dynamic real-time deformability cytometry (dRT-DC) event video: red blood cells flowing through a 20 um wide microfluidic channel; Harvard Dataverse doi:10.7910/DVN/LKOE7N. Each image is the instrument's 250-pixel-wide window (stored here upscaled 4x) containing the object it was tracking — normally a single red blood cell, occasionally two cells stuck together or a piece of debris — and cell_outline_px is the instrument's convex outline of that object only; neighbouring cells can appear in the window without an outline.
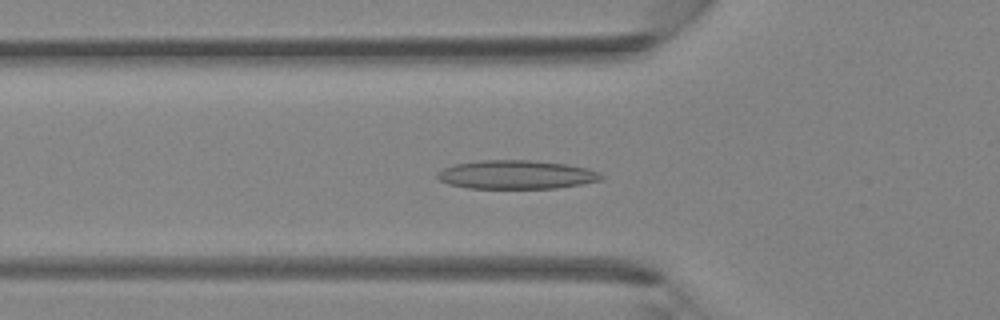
{"species": "Egyptian fruit bat (a non-hibernating species)", "species_latin": "Rousettus aegyptiacus", "temperature_condition": "room temperature", "stored_images_in_passage": 39, "camera_frame_rate_fps": 3000, "um_per_image_px": 0.085, "animal": {"sex": "female"}, "frame": {"image": 1, "passage_image": 13, "time_ms": 4.0, "image_size_px": [1000, 320], "cell_outline_px": [[604, 180], [556, 188], [468, 188], [448, 184], [440, 180], [436, 176], [436, 172], [452, 164], [480, 160], [532, 160], [564, 164], [588, 168], [600, 172], [604, 176]], "centroid_in_image_um": [43.88, 14.84], "position_along_channel_um": 81.9, "area_um2": 27.57}}
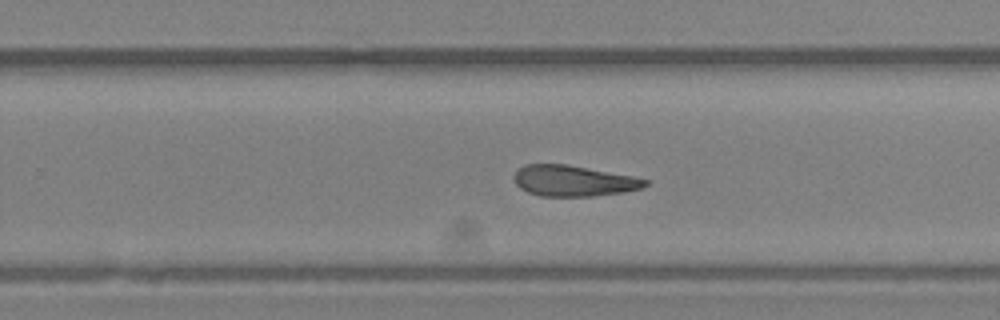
{"frame": {"image": 2, "passage_image": 25, "time_ms": 8.0, "image_size_px": [1000, 320], "cell_outline_px": [[648, 184], [640, 188], [624, 192], [592, 196], [540, 196], [528, 192], [520, 188], [516, 184], [512, 176], [524, 164], [568, 164], [632, 176], [648, 180]], "centroid_in_image_um": [48.71, 15.37], "position_along_channel_um": 281.1, "area_um2": 23.52}}
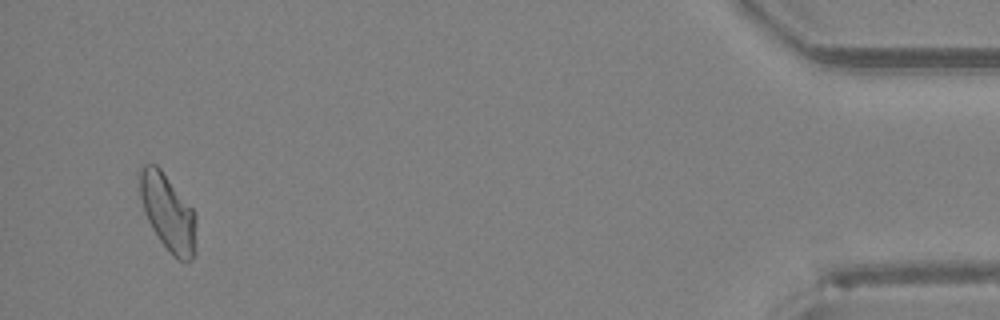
{"frame": {"image": 3, "passage_image": 38, "time_ms": 12.333, "image_size_px": [1000, 320], "cell_outline_px": [[196, 256], [192, 260], [180, 260], [160, 240], [152, 228], [144, 212], [140, 196], [136, 176], [136, 172], [140, 164], [156, 164], [160, 168], [192, 208], [196, 216]], "centroid_in_image_um": [14.24, 17.99], "position_along_channel_um": 421.0, "area_um2": 25.43}}